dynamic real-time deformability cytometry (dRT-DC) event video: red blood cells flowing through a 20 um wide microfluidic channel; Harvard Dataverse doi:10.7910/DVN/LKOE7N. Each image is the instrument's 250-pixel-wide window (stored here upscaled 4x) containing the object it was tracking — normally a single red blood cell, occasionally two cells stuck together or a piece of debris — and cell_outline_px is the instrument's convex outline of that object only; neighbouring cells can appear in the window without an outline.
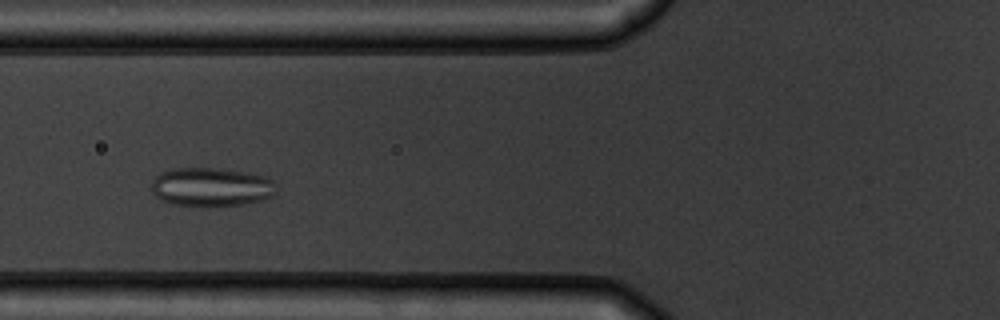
{"species": "common noctule bat (a hibernating species)", "species_latin": "Nyctalus noctula", "temperature_condition": "warm", "stored_images_in_passage": 10, "camera_frame_rate_fps": 3000, "um_per_image_px": 0.085, "animal": {"sex": "male", "body_mass_g": 19.5, "forearm_length_mm": 54.6}, "frame": {"image": 1, "passage_image": 5, "time_ms": 4.333, "image_size_px": [1000, 320], "cell_outline_px": [[276, 192], [272, 196], [264, 200], [244, 204], [208, 208], [200, 208], [172, 204], [160, 200], [152, 192], [152, 180], [160, 172], [172, 168], [216, 168], [244, 172], [264, 176], [272, 180]], "centroid_in_image_um": [17.92, 15.93], "position_along_channel_um": 107.9, "area_um2": 28.84}}
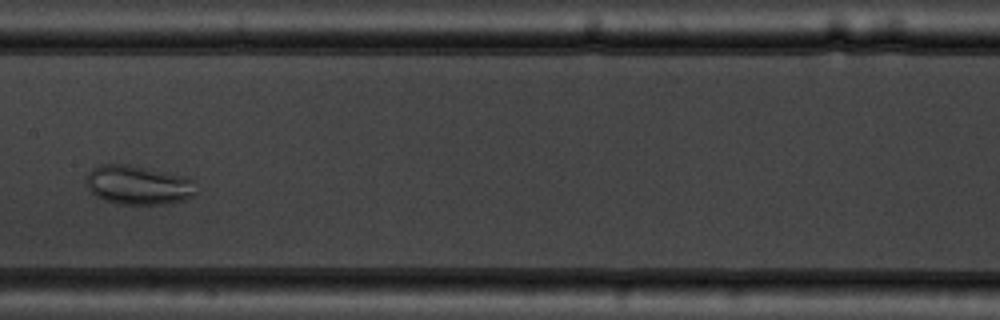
{"frame": {"image": 2, "passage_image": 7, "time_ms": 6.667, "image_size_px": [1000, 320], "cell_outline_px": [[196, 192], [192, 196], [184, 200], [168, 204], [120, 204], [104, 200], [96, 196], [88, 188], [88, 172], [92, 168], [100, 164], [128, 164], [184, 176], [196, 180]], "centroid_in_image_um": [11.79, 15.73], "position_along_channel_um": 195.6, "area_um2": 25.14}}